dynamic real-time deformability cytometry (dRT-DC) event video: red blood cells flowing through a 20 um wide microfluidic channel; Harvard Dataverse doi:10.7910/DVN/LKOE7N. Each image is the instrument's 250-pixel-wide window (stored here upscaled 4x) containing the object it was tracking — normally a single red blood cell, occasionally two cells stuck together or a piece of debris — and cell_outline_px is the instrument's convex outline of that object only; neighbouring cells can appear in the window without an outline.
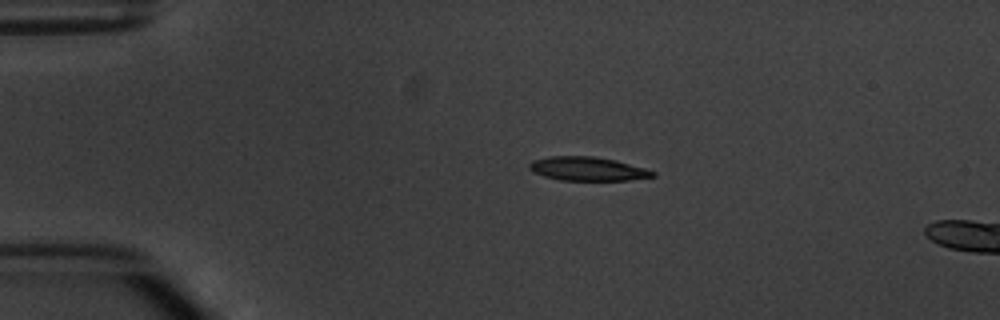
{"species": "common noctule bat (a hibernating species)", "species_latin": "Nyctalus noctula", "temperature_condition": "warm", "stored_images_in_passage": 4, "camera_frame_rate_fps": 3000, "um_per_image_px": 0.085, "animal": {"sex": "male", "body_mass_g": 20.1, "forearm_length_mm": 53.5}, "frame": {"image": 1, "passage_image": 2, "time_ms": 1.333, "image_size_px": [1000, 320], "cell_outline_px": [[656, 176], [628, 180], [560, 180], [544, 176], [532, 172], [528, 168], [528, 164], [532, 160], [548, 156], [592, 156], [616, 160], [644, 168], [656, 172]], "centroid_in_image_um": [49.9, 14.34], "position_along_channel_um": 35.1, "area_um2": 17.17}}